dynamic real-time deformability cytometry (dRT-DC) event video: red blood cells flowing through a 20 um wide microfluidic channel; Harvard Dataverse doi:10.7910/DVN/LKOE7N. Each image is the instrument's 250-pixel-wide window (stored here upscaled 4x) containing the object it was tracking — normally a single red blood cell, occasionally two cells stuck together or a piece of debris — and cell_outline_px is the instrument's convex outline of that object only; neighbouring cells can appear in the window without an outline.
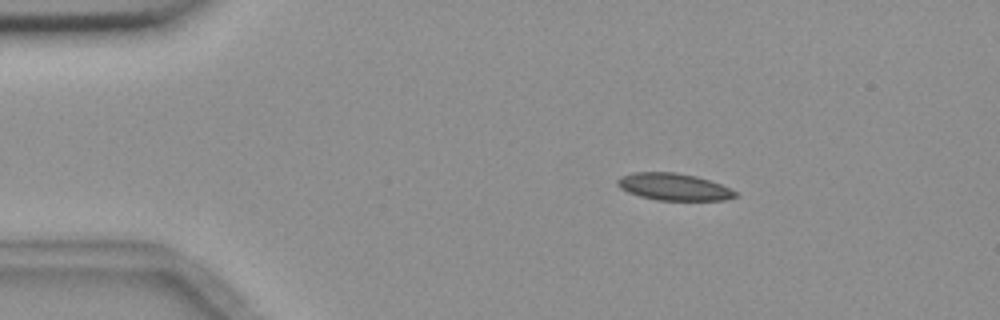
{"species": "common noctule bat (a hibernating species)", "species_latin": "Nyctalus noctula", "temperature_condition": "room temperature", "stored_images_in_passage": 2, "camera_frame_rate_fps": 3000, "um_per_image_px": 0.085, "animal": {"sex": "female", "body_mass_g": 18.4}, "frame": {"image": 1, "passage_image": 1, "time_ms": 0.0, "image_size_px": [1000, 320], "cell_outline_px": [[740, 196], [724, 200], [656, 200], [640, 196], [628, 192], [620, 188], [616, 184], [616, 180], [620, 176], [632, 172], [676, 172], [696, 176], [720, 184], [736, 192]], "centroid_in_image_um": [57.24, 15.88], "position_along_channel_um": 27.8, "area_um2": 18.61}}